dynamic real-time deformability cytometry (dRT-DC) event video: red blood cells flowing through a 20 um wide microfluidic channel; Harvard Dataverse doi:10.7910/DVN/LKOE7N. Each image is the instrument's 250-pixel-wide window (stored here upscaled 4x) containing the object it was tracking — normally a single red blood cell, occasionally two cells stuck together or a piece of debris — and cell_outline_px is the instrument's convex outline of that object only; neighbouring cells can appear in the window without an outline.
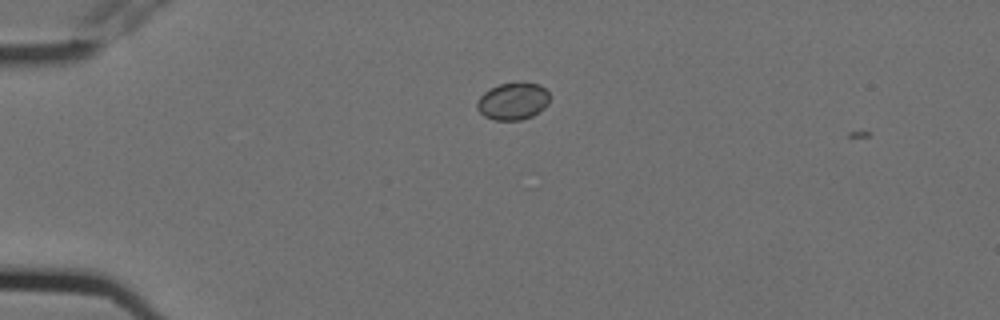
{"species": "Egyptian fruit bat (a non-hibernating species)", "species_latin": "Rousettus aegyptiacus", "temperature_condition": "cold", "stored_images_in_passage": 2, "camera_frame_rate_fps": 3000, "um_per_image_px": 0.085, "animal": {"sex": "female"}, "frame": {"image": 1, "passage_image": 1, "time_ms": 0.0, "image_size_px": [1000, 320], "cell_outline_px": [[548, 104], [544, 108], [532, 116], [520, 120], [496, 120], [484, 116], [476, 108], [476, 100], [484, 92], [500, 84], [540, 84], [548, 92]], "centroid_in_image_um": [43.57, 8.63], "position_along_channel_um": 41.4, "area_um2": 15.43}}